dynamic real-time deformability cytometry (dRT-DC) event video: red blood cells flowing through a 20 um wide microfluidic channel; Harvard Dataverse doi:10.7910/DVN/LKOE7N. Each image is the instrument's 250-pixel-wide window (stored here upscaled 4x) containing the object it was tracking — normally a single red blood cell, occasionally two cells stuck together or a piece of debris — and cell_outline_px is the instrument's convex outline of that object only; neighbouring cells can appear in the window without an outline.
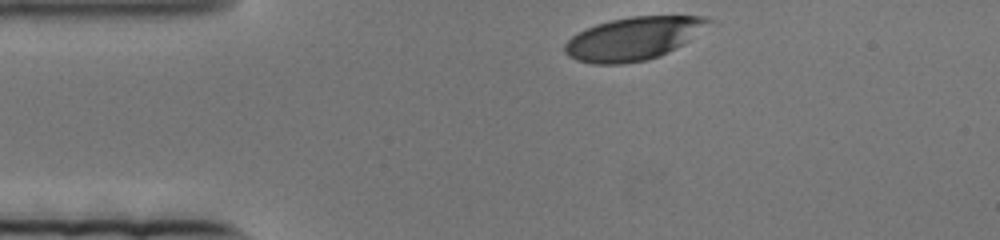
{"species": "human", "species_latin": "Homo sapiens", "temperature_condition": "cold", "stored_images_in_passage": 54, "camera_frame_rate_fps": 3000, "um_per_image_px": 0.085, "donor": {"sex": "female"}, "frame": {"image": 1, "passage_image": 1, "time_ms": 0.0, "image_size_px": [1000, 240], "cell_outline_px": [[712, 20], [688, 40], [660, 56], [648, 60], [624, 64], [592, 64], [576, 60], [568, 56], [564, 52], [564, 44], [572, 36], [596, 24], [612, 20], [632, 16], [704, 16]], "centroid_in_image_um": [53.76, 3.29], "position_along_channel_um": 31.2, "area_um2": 35.55}}
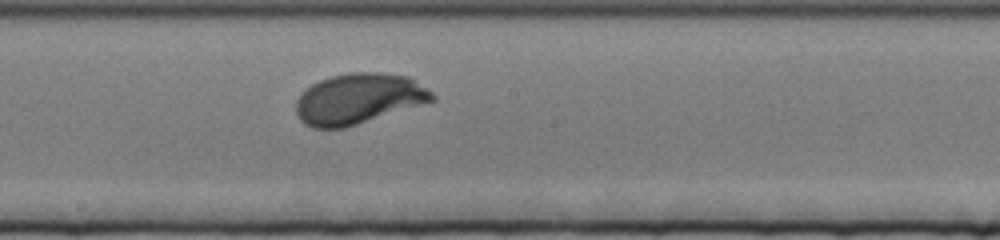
{"frame": {"image": 2, "passage_image": 30, "time_ms": 9.667, "image_size_px": [1000, 240], "cell_outline_px": [[436, 100], [344, 128], [312, 128], [304, 124], [300, 120], [296, 112], [296, 100], [312, 84], [320, 80], [332, 76], [352, 72], [384, 72], [408, 76], [432, 92], [436, 96]], "centroid_in_image_um": [30.49, 8.39], "position_along_channel_um": 217.7, "area_um2": 39.94}}
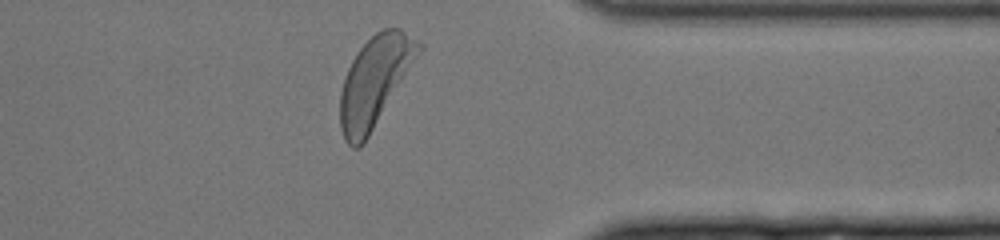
{"frame": {"image": 3, "passage_image": 52, "time_ms": 17.0, "image_size_px": [1000, 240], "cell_outline_px": [[424, 48], [364, 144], [360, 148], [352, 148], [344, 140], [340, 128], [340, 92], [348, 68], [356, 52], [376, 32], [384, 28], [400, 28], [420, 40], [424, 44]], "centroid_in_image_um": [31.88, 6.91], "position_along_channel_um": 379.5, "area_um2": 41.33}}